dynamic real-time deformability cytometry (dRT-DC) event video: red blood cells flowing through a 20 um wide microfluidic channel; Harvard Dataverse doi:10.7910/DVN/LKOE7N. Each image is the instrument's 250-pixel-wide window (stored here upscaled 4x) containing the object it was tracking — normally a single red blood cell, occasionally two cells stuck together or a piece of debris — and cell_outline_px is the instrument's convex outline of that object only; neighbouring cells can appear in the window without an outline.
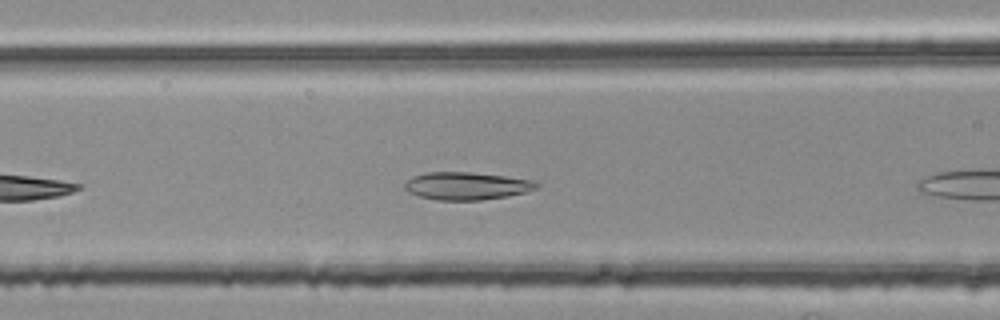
{"species": "common noctule bat (a hibernating species)", "species_latin": "Nyctalus noctula", "temperature_condition": "room temperature", "stored_images_in_passage": 8, "camera_frame_rate_fps": 3000, "um_per_image_px": 0.085, "animal": {"sex": "female", "body_mass_g": 25.1}, "frame": {"image": 1, "passage_image": 7, "time_ms": 2.0, "image_size_px": [1000, 320], "cell_outline_px": [[540, 184], [536, 188], [528, 192], [508, 196], [480, 200], [436, 200], [420, 196], [408, 192], [404, 188], [404, 184], [412, 176], [424, 172], [468, 172], [504, 176], [528, 180]], "centroid_in_image_um": [39.62, 15.8], "position_along_channel_um": 127.0, "area_um2": 21.15}}